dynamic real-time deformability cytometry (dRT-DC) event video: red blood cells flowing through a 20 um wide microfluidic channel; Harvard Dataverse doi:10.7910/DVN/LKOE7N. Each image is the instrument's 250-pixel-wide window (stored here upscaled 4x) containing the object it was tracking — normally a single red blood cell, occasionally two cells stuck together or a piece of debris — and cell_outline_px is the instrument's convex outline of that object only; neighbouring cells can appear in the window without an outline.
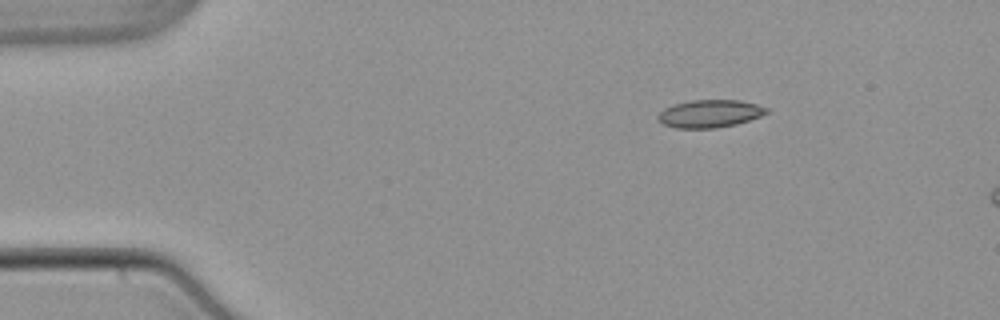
{"species": "common noctule bat (a hibernating species)", "species_latin": "Nyctalus noctula", "temperature_condition": "warm", "stored_images_in_passage": 7, "camera_frame_rate_fps": 3000, "um_per_image_px": 0.085, "animal": {"sex": "male", "body_mass_g": 21.5, "forearm_length_mm": 52.0}, "frame": {"image": 1, "passage_image": 1, "time_ms": 0.0, "image_size_px": [1000, 320], "cell_outline_px": [[768, 112], [760, 116], [736, 124], [716, 128], [676, 128], [664, 124], [656, 116], [664, 108], [676, 104], [692, 100], [740, 100], [756, 104], [768, 108]], "centroid_in_image_um": [60.34, 9.66], "position_along_channel_um": 24.7, "area_um2": 17.34}}